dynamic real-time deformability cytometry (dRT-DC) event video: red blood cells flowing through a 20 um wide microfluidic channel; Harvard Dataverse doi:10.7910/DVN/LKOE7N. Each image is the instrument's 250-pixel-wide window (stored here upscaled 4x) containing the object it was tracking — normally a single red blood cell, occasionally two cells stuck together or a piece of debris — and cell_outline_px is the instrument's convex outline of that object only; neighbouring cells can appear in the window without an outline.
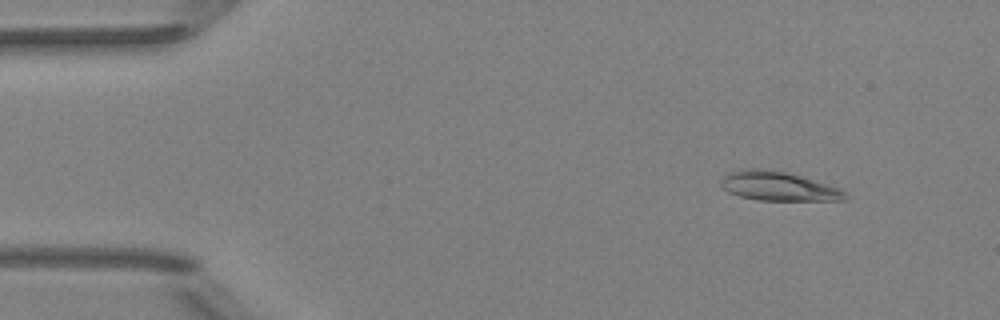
{"species": "Egyptian fruit bat (a non-hibernating species)", "species_latin": "Rousettus aegyptiacus", "temperature_condition": "room temperature", "stored_images_in_passage": 52, "camera_frame_rate_fps": 3000, "um_per_image_px": 0.085, "animal": {"sex": "female"}, "frame": {"image": 1, "passage_image": 6, "time_ms": 1.667, "image_size_px": [1000, 320], "cell_outline_px": [[848, 196], [844, 200], [756, 200], [740, 196], [728, 192], [720, 184], [720, 180], [728, 172], [744, 168], [764, 168], [784, 172], [800, 176], [840, 188]], "centroid_in_image_um": [66.11, 15.82], "position_along_channel_um": 18.9, "area_um2": 20.98}}
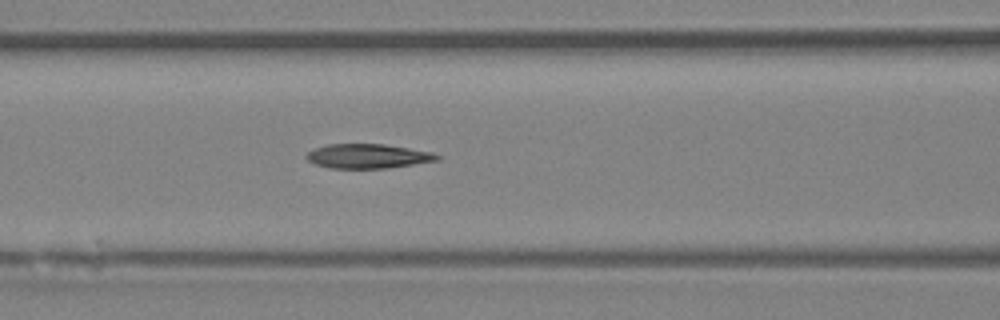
{"frame": {"image": 2, "passage_image": 22, "time_ms": 7.0, "image_size_px": [1000, 320], "cell_outline_px": [[440, 160], [388, 168], [332, 168], [316, 164], [308, 160], [304, 156], [308, 152], [316, 148], [328, 144], [384, 144], [432, 152], [440, 156]], "centroid_in_image_um": [31.28, 13.27], "position_along_channel_um": 135.3, "area_um2": 18.44}}
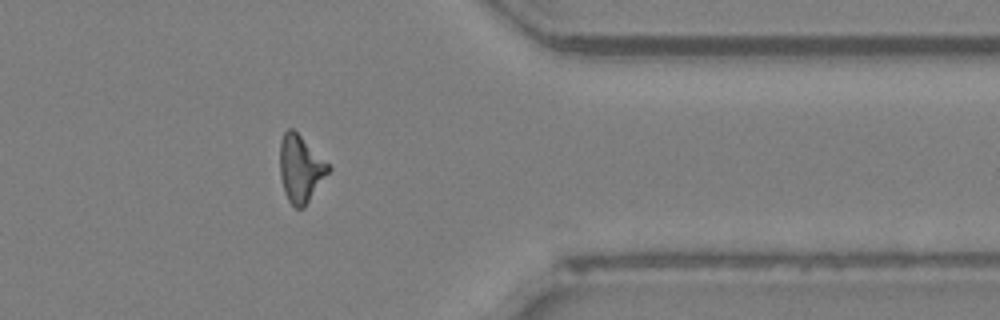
{"frame": {"image": 3, "passage_image": 42, "time_ms": 13.667, "image_size_px": [1000, 320], "cell_outline_px": [[332, 168], [304, 208], [296, 208], [288, 200], [284, 192], [280, 176], [280, 140], [284, 132], [288, 128], [292, 128]], "centroid_in_image_um": [25.53, 14.36], "position_along_channel_um": 385.9, "area_um2": 18.67}, "authors_computed_cell_mechanics": {"area_um2": 18.8428, "velocity_mm_per_s": 3.9792, "shape_relaxation_time_tau1_ms": null, "shape_relaxation_time_tau2_ms": 5.9154, "deformation_change_tau1": null, "deformation_change_tau2": 0.172}}